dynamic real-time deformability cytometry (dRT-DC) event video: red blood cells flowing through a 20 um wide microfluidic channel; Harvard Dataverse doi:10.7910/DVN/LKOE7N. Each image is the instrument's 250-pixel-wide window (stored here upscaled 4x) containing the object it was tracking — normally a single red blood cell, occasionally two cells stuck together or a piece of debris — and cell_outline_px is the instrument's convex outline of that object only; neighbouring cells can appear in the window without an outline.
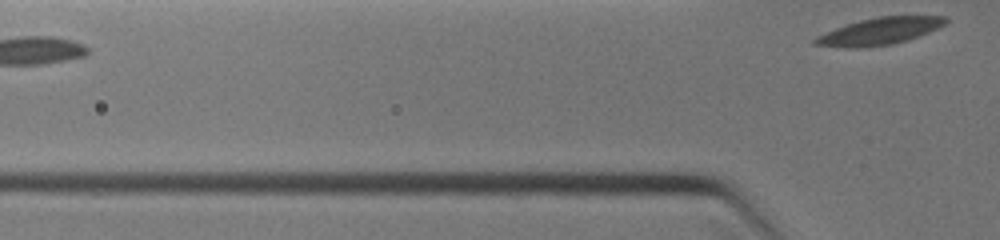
{"species": "common noctule bat (a hibernating species)", "species_latin": "Nyctalus noctula", "temperature_condition": "warm", "stored_images_in_passage": 3, "segment_of_instrument_passage": [2, 2], "camera_frame_rate_fps": 3000, "um_per_image_px": 0.085, "animal": {"sex": "female", "body_mass_g": 19.0, "forearm_length_mm": 51.5}, "frame": {"image": 1, "passage_image": 3, "time_ms": 1.0, "image_size_px": [1000, 240], "cell_outline_px": [[948, 20], [944, 24], [928, 32], [908, 40], [892, 44], [860, 48], [844, 48], [812, 44], [812, 40], [816, 36], [824, 32], [860, 20], [876, 16], [948, 16]], "centroid_in_image_um": [74.71, 2.66], "position_along_channel_um": 51.1, "area_um2": 20.52}}